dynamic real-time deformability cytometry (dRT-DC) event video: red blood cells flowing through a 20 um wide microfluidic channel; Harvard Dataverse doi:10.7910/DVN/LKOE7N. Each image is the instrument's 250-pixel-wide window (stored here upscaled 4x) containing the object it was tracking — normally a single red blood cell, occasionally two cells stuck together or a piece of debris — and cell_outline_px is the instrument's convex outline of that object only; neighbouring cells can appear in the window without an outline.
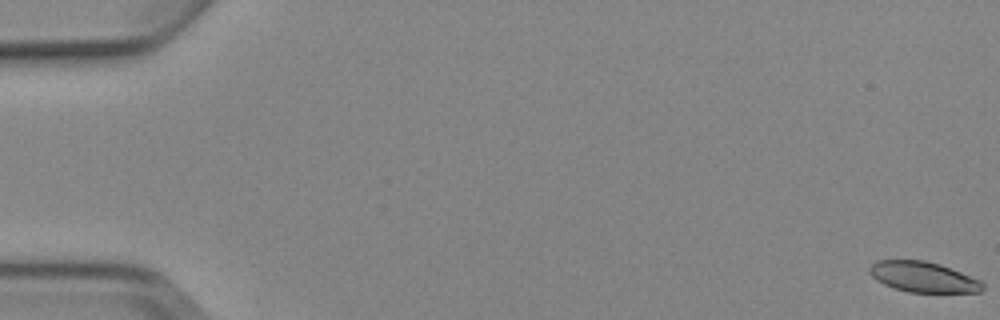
{"species": "Egyptian fruit bat (a non-hibernating species)", "species_latin": "Rousettus aegyptiacus", "temperature_condition": "cold", "stored_images_in_passage": 5, "camera_frame_rate_fps": 3000, "um_per_image_px": 0.085, "animal": {"sex": "female"}, "frame": {"image": 1, "passage_image": 1, "time_ms": 0.0, "image_size_px": [1000, 320], "cell_outline_px": [[984, 288], [980, 292], [908, 292], [884, 284], [876, 280], [868, 272], [868, 268], [876, 260], [924, 260], [940, 264], [980, 280], [984, 284]], "centroid_in_image_um": [78.45, 23.53], "position_along_channel_um": 6.5, "area_um2": 20.0}}
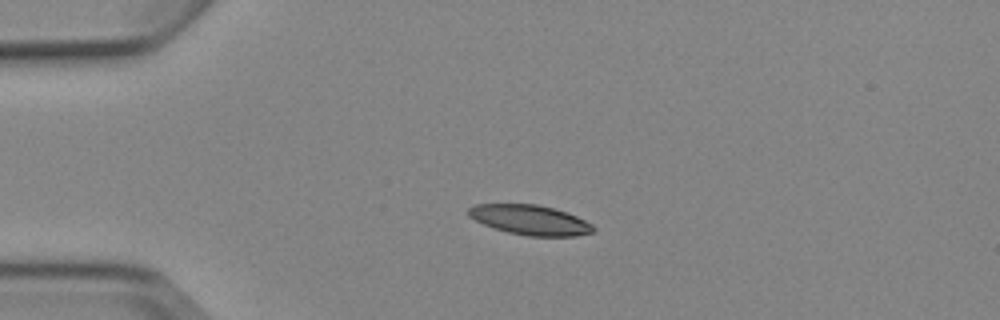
{"frame": {"image": 2, "passage_image": 4, "time_ms": 4.333, "image_size_px": [1000, 320], "cell_outline_px": [[596, 228], [592, 232], [576, 236], [528, 236], [508, 232], [484, 224], [468, 216], [468, 208], [476, 204], [536, 204], [568, 212], [592, 224]], "centroid_in_image_um": [45.07, 18.69], "position_along_channel_um": 39.9, "area_um2": 21.56}}